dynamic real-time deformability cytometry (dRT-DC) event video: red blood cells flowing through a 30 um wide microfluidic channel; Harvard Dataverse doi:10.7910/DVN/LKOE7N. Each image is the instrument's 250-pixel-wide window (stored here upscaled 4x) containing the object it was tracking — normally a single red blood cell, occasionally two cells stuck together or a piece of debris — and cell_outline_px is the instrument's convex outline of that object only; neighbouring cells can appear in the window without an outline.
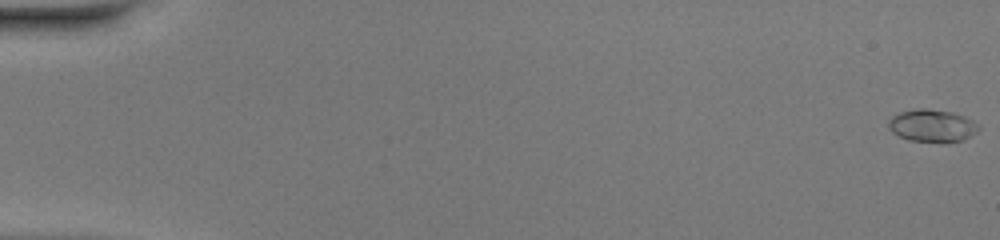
{"species": "common noctule bat (a hibernating species)", "species_latin": "Nyctalus noctula", "temperature_condition": "warm", "stored_images_in_passage": 51, "camera_frame_rate_fps": 3000, "um_per_image_px": 0.085, "animal": {"sex": "female", "body_mass_g": 20.0, "forearm_length_mm": 54.0}, "frame": {"image": 1, "passage_image": 1, "time_ms": 0.0, "image_size_px": [1000, 240], "cell_outline_px": [[980, 128], [976, 132], [964, 140], [944, 144], [908, 140], [892, 132], [888, 128], [888, 120], [892, 116], [900, 112], [916, 108], [924, 108], [952, 112], [964, 116], [980, 124]], "centroid_in_image_um": [79.24, 10.71], "position_along_channel_um": 5.8, "area_um2": 17.51}}
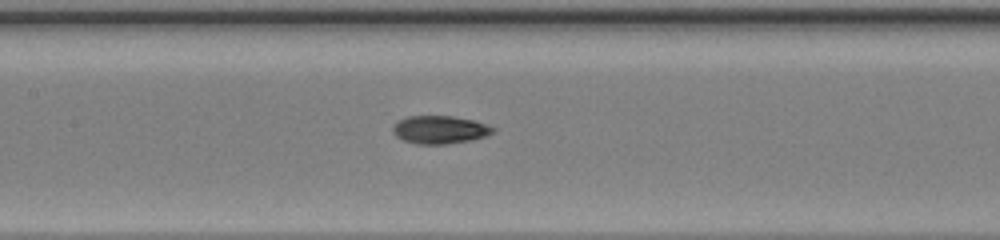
{"frame": {"image": 2, "passage_image": 26, "time_ms": 8.333, "image_size_px": [1000, 240], "cell_outline_px": [[496, 128], [492, 132], [484, 136], [472, 140], [448, 144], [416, 144], [404, 140], [396, 136], [392, 132], [392, 128], [400, 120], [408, 116], [452, 116], [472, 120], [488, 124]], "centroid_in_image_um": [37.39, 11.03], "position_along_channel_um": 170.0, "area_um2": 16.24}}
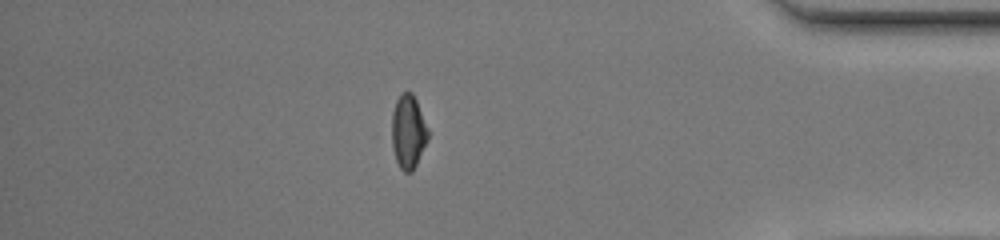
{"frame": {"image": 3, "passage_image": 45, "time_ms": 14.667, "image_size_px": [1000, 240], "cell_outline_px": [[428, 140], [412, 172], [404, 172], [400, 168], [396, 160], [392, 148], [392, 112], [396, 100], [404, 92], [412, 92], [416, 100], [428, 128]], "centroid_in_image_um": [34.69, 11.21], "position_along_channel_um": 400.5, "area_um2": 15.49}, "authors_computed_cell_mechanics": {"area_um2": 16.0106, "velocity_mm_per_s": 4.1545, "shape_relaxation_time_tau1_ms": 7.7855, "shape_relaxation_time_tau2_ms": 3.0405, "deformation_change_tau1": 0.2766, "deformation_change_tau2": 0.0607}}